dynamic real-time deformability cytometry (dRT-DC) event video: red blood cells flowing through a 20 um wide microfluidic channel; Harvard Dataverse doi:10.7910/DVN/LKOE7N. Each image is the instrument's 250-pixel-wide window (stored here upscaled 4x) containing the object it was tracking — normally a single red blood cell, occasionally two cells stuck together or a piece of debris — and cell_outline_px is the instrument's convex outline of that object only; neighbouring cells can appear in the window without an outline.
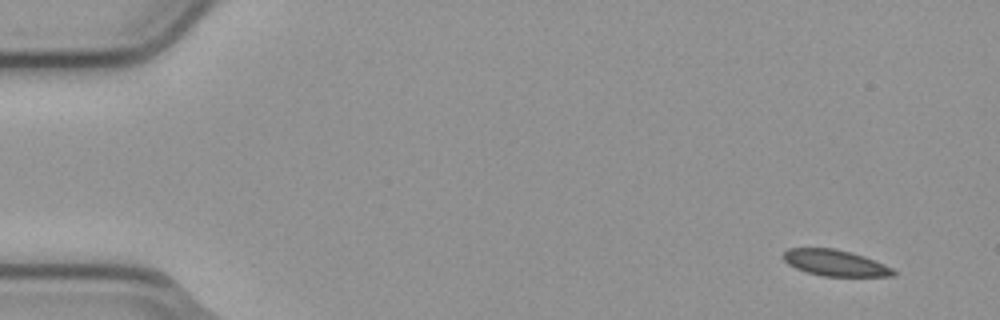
{"species": "common noctule bat (a hibernating species)", "species_latin": "Nyctalus noctula", "temperature_condition": "cold", "stored_images_in_passage": 5, "camera_frame_rate_fps": 3000, "um_per_image_px": 0.085, "animal": {"sex": "male", "body_mass_g": 23.1, "forearm_length_mm": 52.7}, "frame": {"image": 1, "passage_image": 1, "time_ms": 0.0, "image_size_px": [1000, 320], "cell_outline_px": [[896, 276], [824, 276], [808, 272], [796, 268], [788, 264], [784, 260], [784, 252], [788, 248], [836, 248], [852, 252], [864, 256], [884, 264], [892, 268], [896, 272]], "centroid_in_image_um": [71.01, 22.34], "position_along_channel_um": 14.0, "area_um2": 16.7}}
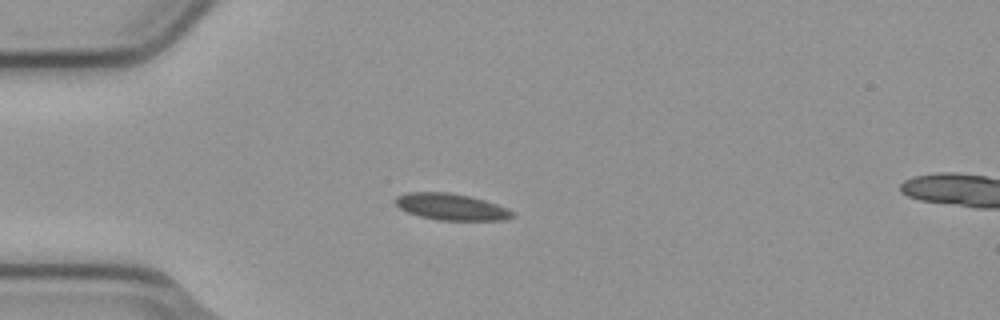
{"frame": {"image": 2, "passage_image": 4, "time_ms": 1.0, "image_size_px": [1000, 320], "cell_outline_px": [[516, 216], [500, 220], [436, 220], [420, 216], [408, 212], [400, 208], [396, 204], [396, 196], [408, 192], [448, 192], [468, 196], [484, 200], [496, 204], [512, 212]], "centroid_in_image_um": [38.32, 17.58], "position_along_channel_um": 46.7, "area_um2": 17.8}}